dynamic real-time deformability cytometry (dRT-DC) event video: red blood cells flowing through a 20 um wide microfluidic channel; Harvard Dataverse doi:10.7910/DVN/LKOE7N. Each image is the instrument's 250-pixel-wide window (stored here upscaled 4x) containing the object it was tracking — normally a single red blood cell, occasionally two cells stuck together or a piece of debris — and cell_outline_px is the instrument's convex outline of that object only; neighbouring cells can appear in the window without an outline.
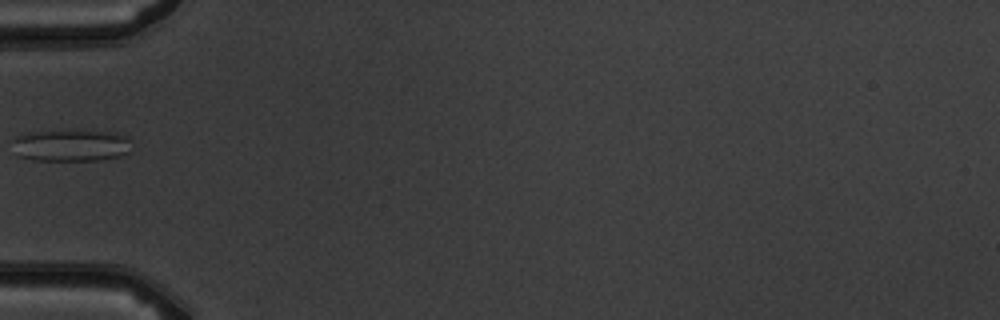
{"species": "common noctule bat (a hibernating species)", "species_latin": "Nyctalus noctula", "temperature_condition": "warm", "stored_images_in_passage": 6, "camera_frame_rate_fps": 3000, "um_per_image_px": 0.085, "animal": {"sex": "male", "body_mass_g": 19.5, "forearm_length_mm": 54.6}, "frame": {"image": 1, "passage_image": 6, "time_ms": 5.667, "image_size_px": [1000, 320], "cell_outline_px": [[128, 152], [120, 156], [96, 160], [32, 160], [16, 156], [12, 140], [16, 136], [28, 132], [76, 128], [116, 132], [128, 136]], "centroid_in_image_um": [5.99, 12.31], "position_along_channel_um": 79.0, "area_um2": 22.95}}